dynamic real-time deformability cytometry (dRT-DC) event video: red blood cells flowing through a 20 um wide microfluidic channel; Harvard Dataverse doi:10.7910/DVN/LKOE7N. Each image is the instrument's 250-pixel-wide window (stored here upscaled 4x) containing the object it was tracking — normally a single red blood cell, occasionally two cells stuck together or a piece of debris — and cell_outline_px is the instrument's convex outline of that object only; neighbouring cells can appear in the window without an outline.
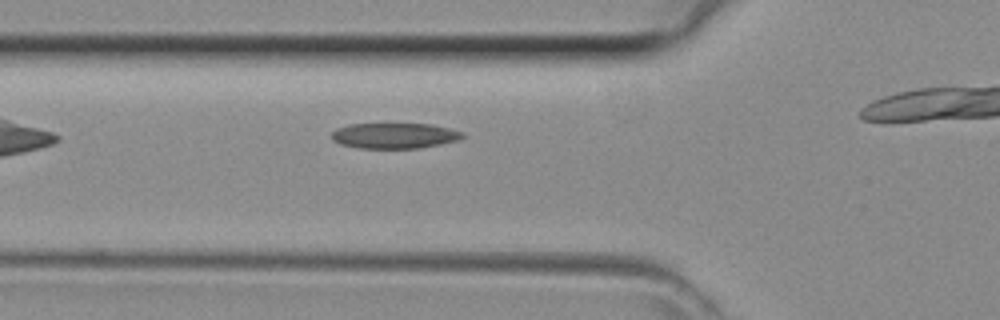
{"species": "common noctule bat (a hibernating species)", "species_latin": "Nyctalus noctula", "temperature_condition": "room temperature", "stored_images_in_passage": 7, "camera_frame_rate_fps": 3000, "um_per_image_px": 0.085, "animal": {"sex": "female", "body_mass_g": 29.2, "forearm_length_mm": 56.3}, "frame": {"image": 1, "passage_image": 3, "time_ms": 0.667, "image_size_px": [1000, 320], "cell_outline_px": [[464, 136], [460, 140], [420, 148], [356, 148], [340, 144], [332, 140], [332, 132], [336, 128], [348, 124], [432, 124], [464, 132]], "centroid_in_image_um": [33.52, 11.53], "position_along_channel_um": 92.3, "area_um2": 19.59}}
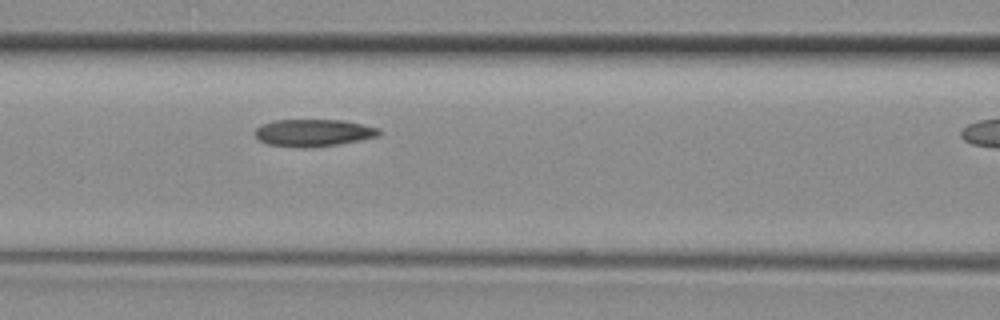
{"frame": {"image": 2, "passage_image": 6, "time_ms": 1.667, "image_size_px": [1000, 320], "cell_outline_px": [[380, 136], [360, 140], [312, 148], [300, 148], [268, 144], [260, 140], [256, 136], [256, 128], [264, 124], [276, 120], [344, 120], [380, 128]], "centroid_in_image_um": [26.68, 11.29], "position_along_channel_um": 139.9, "area_um2": 19.59}}